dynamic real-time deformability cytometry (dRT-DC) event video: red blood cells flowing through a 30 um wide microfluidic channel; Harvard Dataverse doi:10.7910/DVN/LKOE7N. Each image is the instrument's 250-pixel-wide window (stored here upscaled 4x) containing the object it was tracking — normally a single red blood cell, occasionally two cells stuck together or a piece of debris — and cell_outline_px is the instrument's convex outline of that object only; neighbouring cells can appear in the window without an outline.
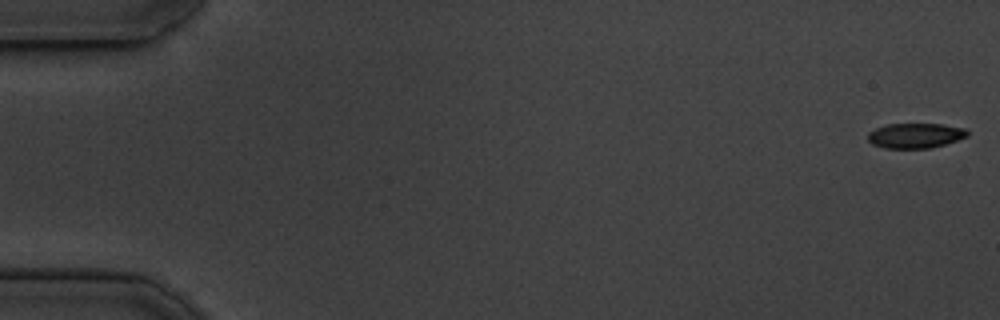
{"species": "common noctule bat (a hibernating species)", "species_latin": "Nyctalus noctula", "temperature_condition": "cold", "stored_images_in_passage": 54, "camera_frame_rate_fps": 3000, "um_per_image_px": 0.085, "animal": {"sex": "male", "body_mass_g": 19.5, "forearm_length_mm": 54.6}, "frame": {"image": 1, "passage_image": 1, "time_ms": 0.0, "image_size_px": [1000, 320], "cell_outline_px": [[968, 136], [944, 144], [928, 148], [884, 148], [872, 144], [868, 140], [868, 132], [876, 128], [888, 124], [944, 124], [968, 128]], "centroid_in_image_um": [77.82, 11.51], "position_along_channel_um": 7.2, "area_um2": 14.51}}
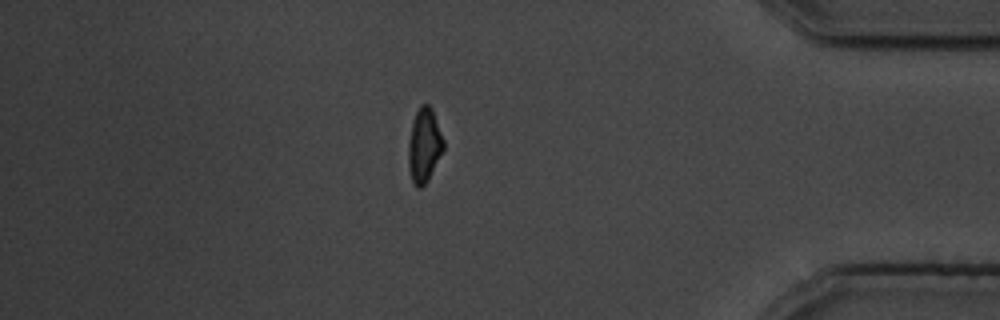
{"frame": {"image": 2, "passage_image": 47, "time_ms": 15.333, "image_size_px": [1000, 320], "cell_outline_px": [[444, 148], [428, 180], [420, 188], [416, 188], [412, 184], [408, 168], [408, 144], [412, 120], [420, 104], [428, 104], [432, 108], [444, 140]], "centroid_in_image_um": [36.04, 12.36], "position_along_channel_um": 399.2, "area_um2": 15.37}}
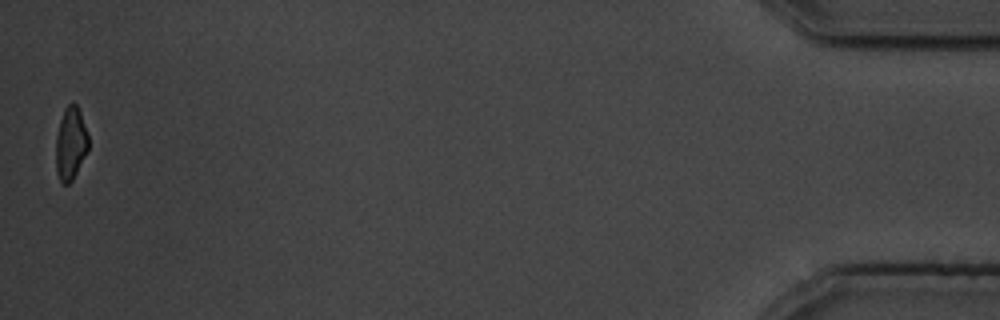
{"frame": {"image": 3, "passage_image": 54, "time_ms": 17.667, "image_size_px": [1000, 320], "cell_outline_px": [[88, 152], [72, 180], [68, 184], [60, 184], [56, 172], [56, 136], [60, 120], [64, 108], [68, 104], [76, 104], [80, 112], [88, 136]], "centroid_in_image_um": [5.99, 12.24], "position_along_channel_um": 429.2, "area_um2": 13.87}, "authors_computed_cell_mechanics": {"area_um2": 15.8661, "velocity_mm_per_s": 3.7305, "shape_relaxation_time_tau1_ms": 2.6653, "shape_relaxation_time_tau2_ms": 2.2783, "deformation_change_tau1": 0.1099, "deformation_change_tau2": 0.0613}}